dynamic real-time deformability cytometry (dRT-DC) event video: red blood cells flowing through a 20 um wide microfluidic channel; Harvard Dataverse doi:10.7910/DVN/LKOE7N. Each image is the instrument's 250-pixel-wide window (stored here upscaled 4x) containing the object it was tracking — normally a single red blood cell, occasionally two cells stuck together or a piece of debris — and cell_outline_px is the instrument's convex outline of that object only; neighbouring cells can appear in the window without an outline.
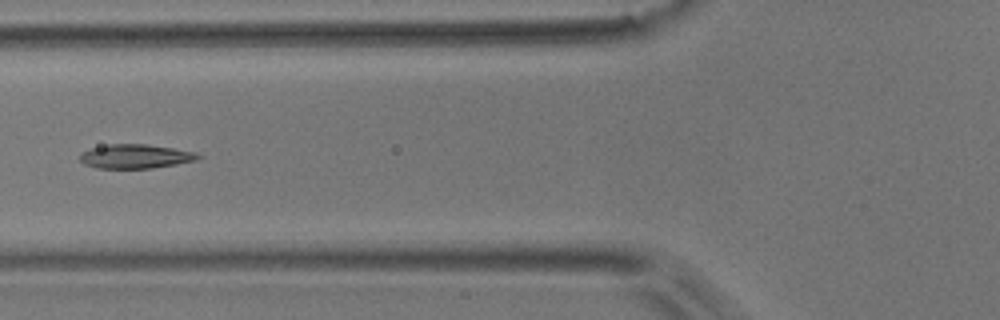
{"species": "common noctule bat (a hibernating species)", "species_latin": "Nyctalus noctula", "temperature_condition": "room temperature", "stored_images_in_passage": 8, "camera_frame_rate_fps": 3000, "um_per_image_px": 0.085, "animal": {"sex": "male", "body_mass_g": 17.9}, "frame": {"image": 1, "passage_image": 4, "time_ms": 1.0, "image_size_px": [1000, 320], "cell_outline_px": [[204, 156], [196, 160], [176, 164], [152, 168], [96, 168], [84, 164], [80, 160], [80, 152], [92, 148], [108, 144], [148, 144], [196, 152]], "centroid_in_image_um": [11.52, 13.29], "position_along_channel_um": 114.3, "area_um2": 16.65}}
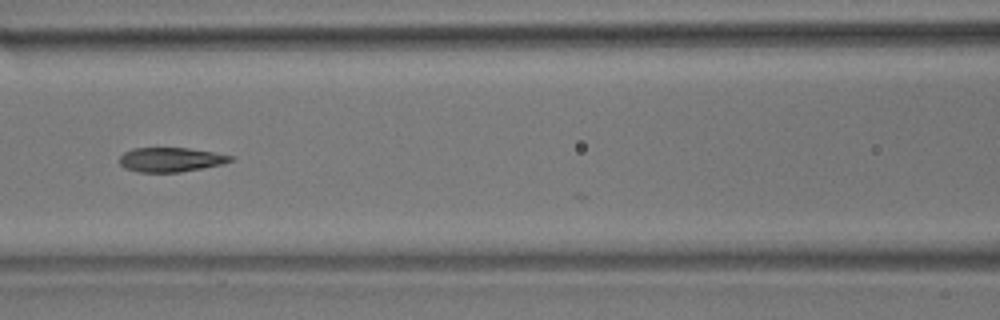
{"frame": {"image": 2, "passage_image": 5, "time_ms": 1.333, "image_size_px": [1000, 320], "cell_outline_px": [[236, 160], [224, 164], [204, 168], [180, 172], [140, 172], [124, 168], [120, 164], [120, 156], [124, 152], [132, 148], [188, 148], [236, 156]], "centroid_in_image_um": [14.57, 13.57], "position_along_channel_um": 152.0, "area_um2": 15.95}}
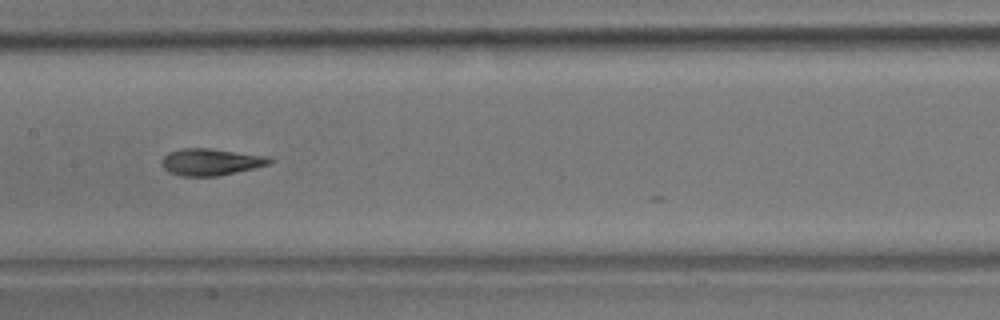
{"frame": {"image": 3, "passage_image": 6, "time_ms": 1.667, "image_size_px": [1000, 320], "cell_outline_px": [[272, 160], [268, 164], [252, 168], [216, 176], [180, 176], [168, 172], [160, 164], [160, 160], [168, 152], [180, 148], [208, 148], [268, 156]], "centroid_in_image_um": [17.82, 13.76], "position_along_channel_um": 189.6, "area_um2": 16.76}}